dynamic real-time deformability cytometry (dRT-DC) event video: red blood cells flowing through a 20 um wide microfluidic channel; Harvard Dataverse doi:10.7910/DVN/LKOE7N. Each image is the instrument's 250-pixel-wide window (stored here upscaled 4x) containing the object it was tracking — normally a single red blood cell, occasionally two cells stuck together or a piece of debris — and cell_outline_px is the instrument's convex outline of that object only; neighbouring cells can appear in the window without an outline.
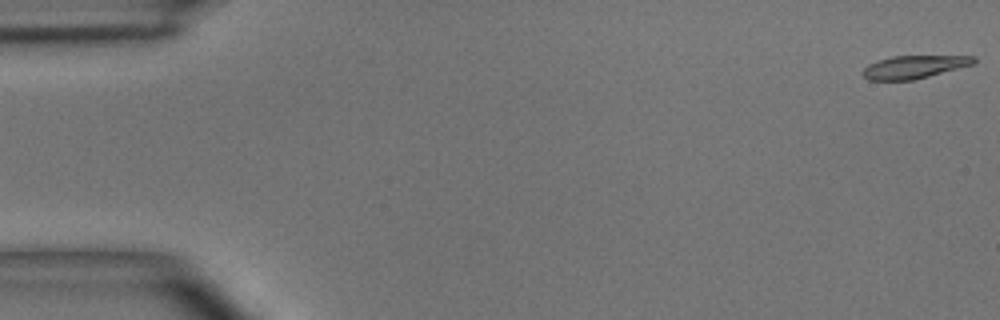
{"species": "common noctule bat (a hibernating species)", "species_latin": "Nyctalus noctula", "temperature_condition": "room temperature", "stored_images_in_passage": 50, "camera_frame_rate_fps": 3000, "um_per_image_px": 0.085, "animal": {"sex": "male", "body_mass_g": 15.6}, "frame": {"image": 1, "passage_image": 1, "time_ms": 0.0, "image_size_px": [1000, 320], "cell_outline_px": [[976, 64], [912, 80], [868, 80], [860, 72], [868, 64], [876, 60], [892, 56], [976, 56]], "centroid_in_image_um": [77.69, 5.68], "position_along_channel_um": 7.3, "area_um2": 14.91}}
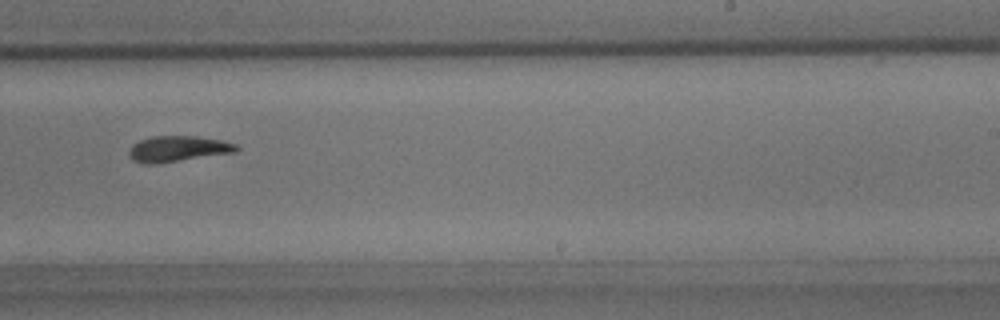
{"frame": {"image": 2, "passage_image": 32, "time_ms": 10.333, "image_size_px": [1000, 320], "cell_outline_px": [[240, 148], [236, 152], [156, 164], [144, 164], [132, 160], [128, 156], [128, 152], [132, 144], [140, 140], [152, 136], [196, 136], [220, 140], [236, 144]], "centroid_in_image_um": [15.09, 12.65], "position_along_channel_um": 273.9, "area_um2": 16.24}}
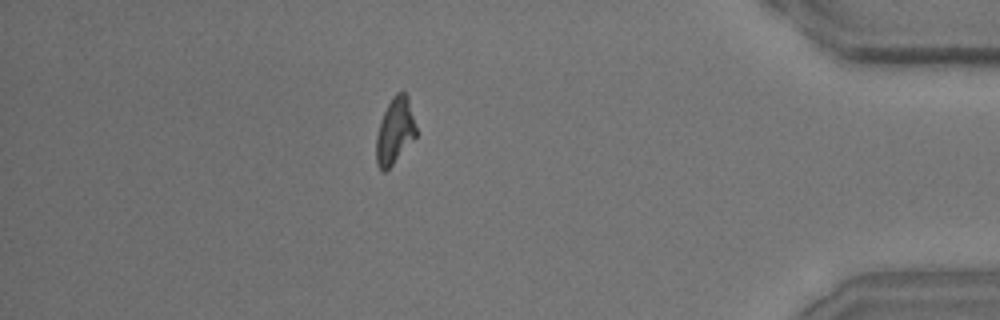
{"frame": {"image": 3, "passage_image": 45, "time_ms": 14.667, "image_size_px": [1000, 320], "cell_outline_px": [[416, 136], [392, 164], [384, 172], [376, 164], [376, 136], [380, 120], [392, 96], [396, 92], [404, 92], [408, 96], [416, 128]], "centroid_in_image_um": [33.55, 11.1], "position_along_channel_um": 401.7, "area_um2": 15.14}, "authors_computed_cell_mechanics": {"area_um2": 15.9239, "velocity_mm_per_s": 3.8981, "shape_relaxation_time_tau1_ms": 4.0425, "shape_relaxation_time_tau2_ms": 4.5992, "deformation_change_tau1": 0.1787, "deformation_change_tau2": 0.104}}